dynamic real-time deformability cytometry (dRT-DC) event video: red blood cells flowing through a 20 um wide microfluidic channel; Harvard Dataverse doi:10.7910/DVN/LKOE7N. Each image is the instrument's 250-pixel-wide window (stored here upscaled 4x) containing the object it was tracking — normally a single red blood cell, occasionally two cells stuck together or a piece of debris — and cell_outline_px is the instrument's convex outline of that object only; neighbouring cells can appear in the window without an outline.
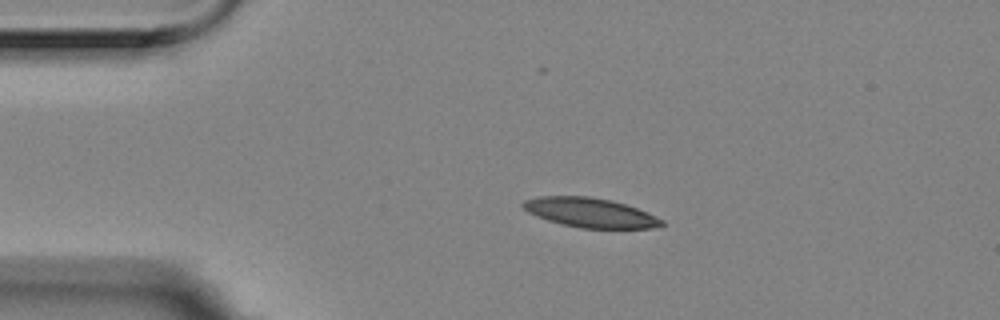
{"species": "Egyptian fruit bat (a non-hibernating species)", "species_latin": "Rousettus aegyptiacus", "temperature_condition": "room temperature", "stored_images_in_passage": 4, "camera_frame_rate_fps": 3000, "um_per_image_px": 0.085, "animal": {"sex": "female"}, "frame": {"image": 1, "passage_image": 3, "time_ms": 0.667, "image_size_px": [1000, 320], "cell_outline_px": [[664, 224], [652, 228], [580, 228], [548, 220], [536, 216], [528, 212], [520, 204], [524, 200], [540, 196], [588, 196], [608, 200], [624, 204], [648, 212], [664, 220]], "centroid_in_image_um": [50.15, 18.07], "position_along_channel_um": 34.8, "area_um2": 23.58}}